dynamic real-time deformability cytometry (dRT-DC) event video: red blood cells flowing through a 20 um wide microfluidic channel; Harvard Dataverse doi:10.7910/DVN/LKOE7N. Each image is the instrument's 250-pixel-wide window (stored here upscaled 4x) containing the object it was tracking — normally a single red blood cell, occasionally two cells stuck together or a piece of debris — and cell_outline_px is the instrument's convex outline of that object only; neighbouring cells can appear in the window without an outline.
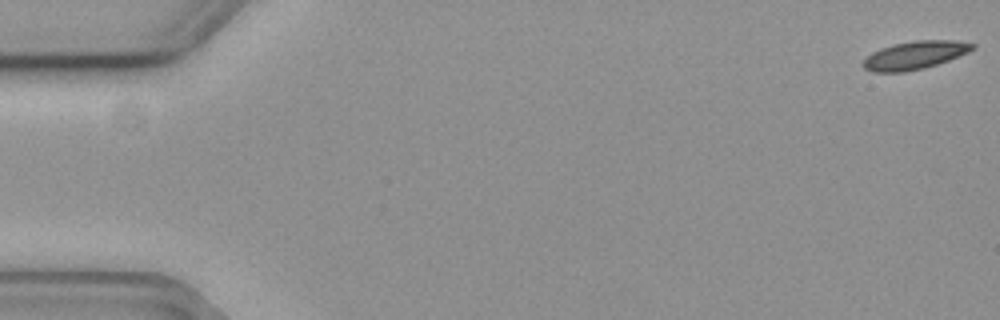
{"species": "common noctule bat (a hibernating species)", "species_latin": "Nyctalus noctula", "temperature_condition": "cold", "stored_images_in_passage": 16, "camera_frame_rate_fps": 3000, "um_per_image_px": 0.085, "animal": {"sex": "female", "body_mass_g": 19.3, "forearm_length_mm": 54.1}, "frame": {"image": 1, "passage_image": 1, "time_ms": 0.0, "image_size_px": [1000, 320], "cell_outline_px": [[976, 48], [968, 52], [948, 60], [924, 68], [904, 72], [872, 72], [864, 68], [864, 60], [872, 52], [880, 48], [892, 44], [916, 40], [956, 40], [976, 44]], "centroid_in_image_um": [77.77, 4.68], "position_along_channel_um": 7.2, "area_um2": 17.86}}